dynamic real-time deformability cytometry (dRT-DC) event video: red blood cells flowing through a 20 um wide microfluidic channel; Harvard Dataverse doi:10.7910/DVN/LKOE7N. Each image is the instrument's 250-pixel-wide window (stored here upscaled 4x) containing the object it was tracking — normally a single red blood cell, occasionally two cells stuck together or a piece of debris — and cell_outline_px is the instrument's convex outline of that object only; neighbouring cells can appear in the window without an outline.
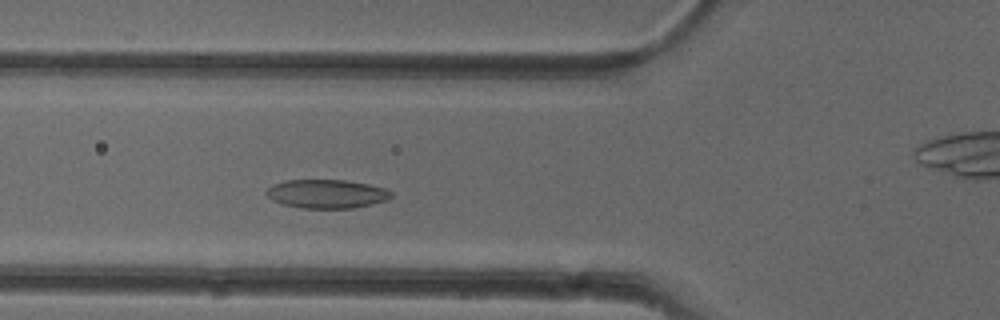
{"species": "common noctule bat (a hibernating species)", "species_latin": "Nyctalus noctula", "temperature_condition": "cold", "stored_images_in_passage": 41, "camera_frame_rate_fps": 3000, "um_per_image_px": 0.085, "animal": {"sex": "female"}, "frame": {"image": 1, "passage_image": 7, "time_ms": 2.0, "image_size_px": [1000, 320], "cell_outline_px": [[392, 196], [388, 200], [372, 204], [352, 208], [304, 208], [284, 204], [272, 200], [268, 196], [268, 188], [272, 184], [284, 180], [344, 180], [368, 184], [388, 188], [392, 192]], "centroid_in_image_um": [27.82, 16.47], "position_along_channel_um": 98.0, "area_um2": 20.87}}
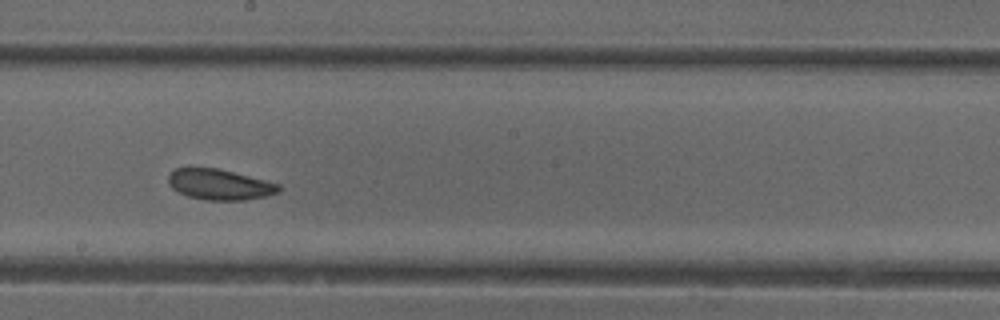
{"frame": {"image": 2, "passage_image": 17, "time_ms": 5.333, "image_size_px": [1000, 320], "cell_outline_px": [[280, 192], [264, 196], [244, 200], [204, 200], [188, 196], [172, 188], [168, 184], [168, 176], [176, 168], [188, 164], [216, 168], [280, 184]], "centroid_in_image_um": [18.59, 15.65], "position_along_channel_um": 229.6, "area_um2": 20.0}}
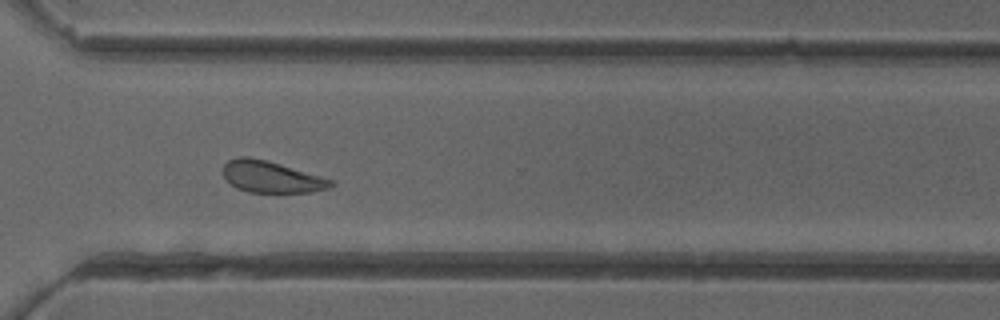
{"frame": {"image": 3, "passage_image": 26, "time_ms": 8.333, "image_size_px": [1000, 320], "cell_outline_px": [[336, 184], [328, 188], [312, 192], [248, 192], [236, 188], [224, 176], [224, 164], [228, 160], [240, 156], [248, 156], [280, 164], [336, 180]], "centroid_in_image_um": [23.11, 15.04], "position_along_channel_um": 347.5, "area_um2": 19.77}, "authors_computed_cell_mechanics": {"area_um2": 20.2878, "velocity_mm_per_s": 3.9384, "shape_relaxation_time_tau1_ms": 4.2906, "shape_relaxation_time_tau2_ms": null, "deformation_change_tau1": 0.0812, "deformation_change_tau2": null}}